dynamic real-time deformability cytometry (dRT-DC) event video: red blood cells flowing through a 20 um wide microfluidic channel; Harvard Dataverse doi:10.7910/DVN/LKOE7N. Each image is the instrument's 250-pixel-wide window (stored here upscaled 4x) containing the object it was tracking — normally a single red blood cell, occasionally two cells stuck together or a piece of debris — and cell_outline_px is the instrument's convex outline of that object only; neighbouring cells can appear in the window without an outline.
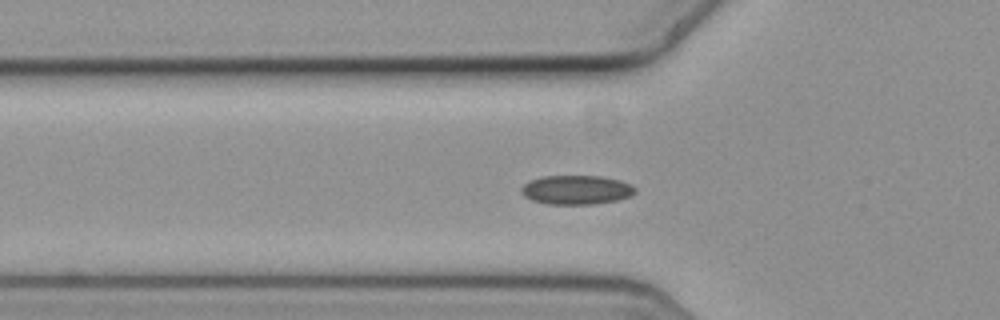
{"species": "common noctule bat (a hibernating species)", "species_latin": "Nyctalus noctula", "temperature_condition": "cold", "stored_images_in_passage": 40, "camera_frame_rate_fps": 3000, "um_per_image_px": 0.085, "animal": {"sex": "female", "body_mass_g": 19.3, "forearm_length_mm": 54.1}, "frame": {"image": 1, "passage_image": 2, "time_ms": 0.333, "image_size_px": [1000, 320], "cell_outline_px": [[636, 192], [632, 196], [616, 200], [592, 204], [548, 204], [532, 200], [524, 196], [520, 192], [520, 188], [524, 184], [540, 176], [600, 176], [620, 180], [632, 184], [636, 188]], "centroid_in_image_um": [49.0, 16.13], "position_along_channel_um": 76.8, "area_um2": 19.42}}
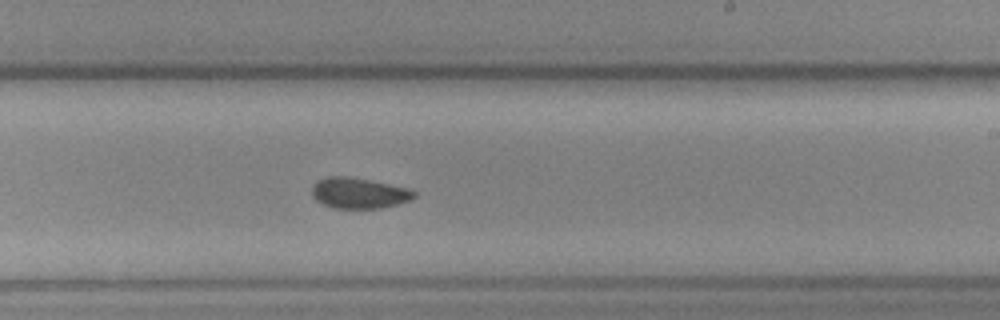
{"frame": {"image": 2, "passage_image": 17, "time_ms": 5.333, "image_size_px": [1000, 320], "cell_outline_px": [[416, 196], [412, 200], [400, 204], [380, 208], [332, 208], [316, 200], [312, 196], [312, 184], [328, 176], [344, 176], [368, 180], [408, 188], [416, 192]], "centroid_in_image_um": [30.52, 16.42], "position_along_channel_um": 258.5, "area_um2": 18.26}}
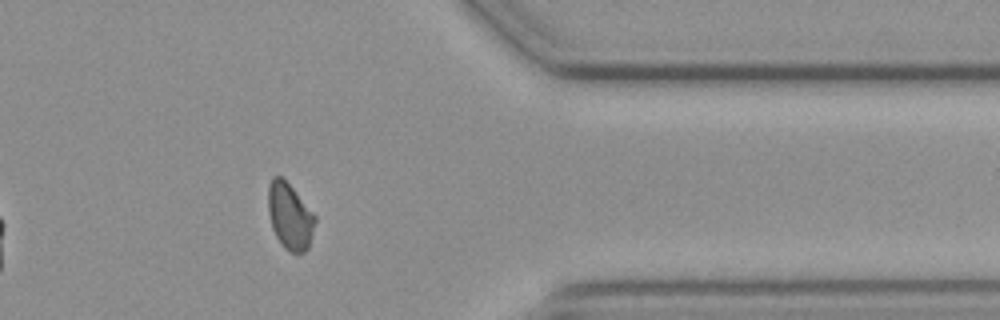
{"frame": {"image": 3, "passage_image": 29, "time_ms": 9.333, "image_size_px": [1000, 320], "cell_outline_px": [[316, 220], [308, 248], [304, 252], [292, 252], [284, 248], [280, 244], [272, 228], [268, 212], [268, 184], [272, 176], [284, 176], [316, 216]], "centroid_in_image_um": [24.62, 18.33], "position_along_channel_um": 386.8, "area_um2": 18.38}, "authors_computed_cell_mechanics": {"area_um2": 18.4382, "velocity_mm_per_s": 3.6297, "shape_relaxation_time_tau1_ms": null, "shape_relaxation_time_tau2_ms": 3.6532, "deformation_change_tau1": null, "deformation_change_tau2": 0.0679}}